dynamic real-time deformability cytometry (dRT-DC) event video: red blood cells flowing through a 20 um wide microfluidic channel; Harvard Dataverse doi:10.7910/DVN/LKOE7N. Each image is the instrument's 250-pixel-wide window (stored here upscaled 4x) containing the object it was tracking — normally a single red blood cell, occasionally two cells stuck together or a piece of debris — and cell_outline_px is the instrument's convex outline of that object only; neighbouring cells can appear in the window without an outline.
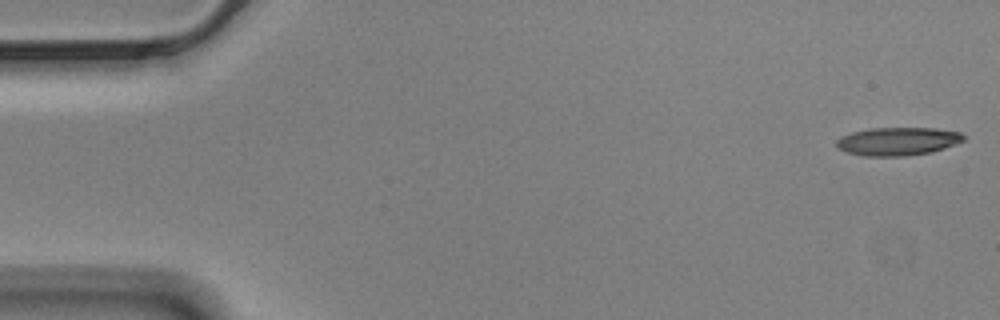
{"species": "Egyptian fruit bat (a non-hibernating species)", "species_latin": "Rousettus aegyptiacus", "temperature_condition": "cold", "stored_images_in_passage": 56, "camera_frame_rate_fps": 3000, "um_per_image_px": 0.085, "animal": {"sex": "male"}, "frame": {"image": 1, "passage_image": 1, "time_ms": 0.0, "image_size_px": [1000, 320], "cell_outline_px": [[964, 140], [944, 148], [932, 152], [904, 156], [864, 156], [848, 152], [836, 148], [836, 140], [840, 136], [852, 132], [872, 128], [932, 128], [960, 132], [964, 136]], "centroid_in_image_um": [76.27, 12.01], "position_along_channel_um": 8.7, "area_um2": 20.81}}
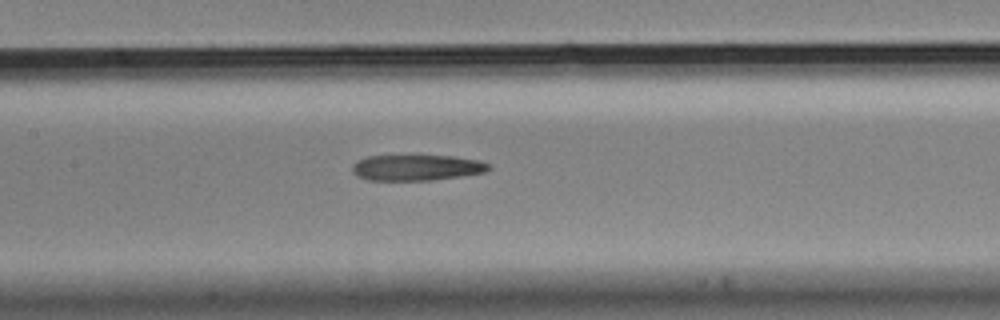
{"frame": {"image": 2, "passage_image": 26, "time_ms": 8.333, "image_size_px": [1000, 320], "cell_outline_px": [[492, 168], [484, 172], [460, 176], [432, 180], [368, 180], [356, 176], [352, 172], [352, 164], [356, 160], [368, 156], [452, 156], [480, 160], [488, 164]], "centroid_in_image_um": [35.38, 14.25], "position_along_channel_um": 172.0, "area_um2": 20.52}}
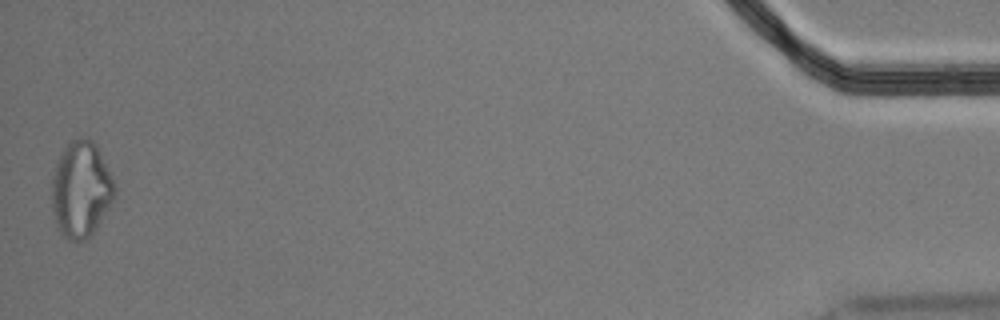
{"frame": {"image": 3, "passage_image": 56, "time_ms": 18.333, "image_size_px": [1000, 320], "cell_outline_px": [[116, 192], [112, 200], [96, 228], [84, 240], [68, 240], [60, 232], [56, 224], [52, 208], [52, 176], [56, 164], [64, 148], [72, 140], [92, 140], [96, 144], [112, 176]], "centroid_in_image_um": [6.87, 16.12], "position_along_channel_um": 428.3, "area_um2": 34.51}}